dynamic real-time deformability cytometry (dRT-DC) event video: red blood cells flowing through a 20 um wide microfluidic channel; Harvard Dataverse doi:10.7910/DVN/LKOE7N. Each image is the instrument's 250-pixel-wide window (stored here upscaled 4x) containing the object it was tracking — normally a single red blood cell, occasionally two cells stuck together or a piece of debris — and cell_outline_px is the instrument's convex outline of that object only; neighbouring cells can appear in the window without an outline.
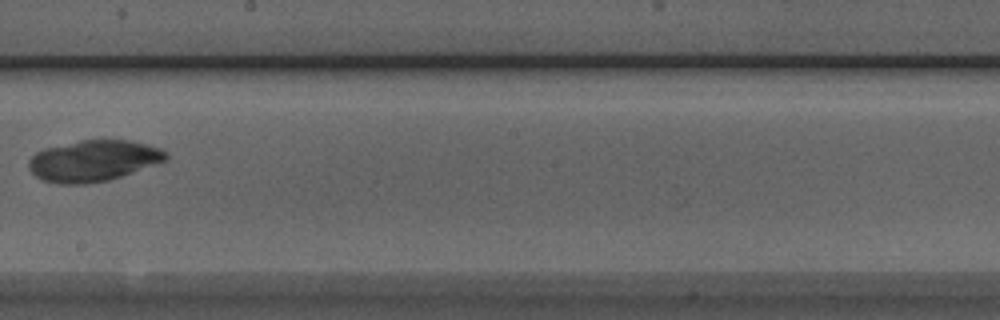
{"species": "Egyptian fruit bat (a non-hibernating species)", "species_latin": "Rousettus aegyptiacus", "temperature_condition": "room temperature", "stored_images_in_passage": 9, "camera_frame_rate_fps": 3000, "um_per_image_px": 0.085, "animal": {"sex": "male"}, "frame": {"image": 1, "passage_image": 7, "time_ms": 8.0, "image_size_px": [1000, 320], "cell_outline_px": [[168, 160], [108, 180], [84, 184], [60, 184], [44, 180], [36, 176], [28, 168], [28, 160], [36, 152], [44, 148], [80, 140], [128, 140], [160, 148], [168, 152]], "centroid_in_image_um": [7.92, 13.66], "position_along_channel_um": 240.3, "area_um2": 32.77}}
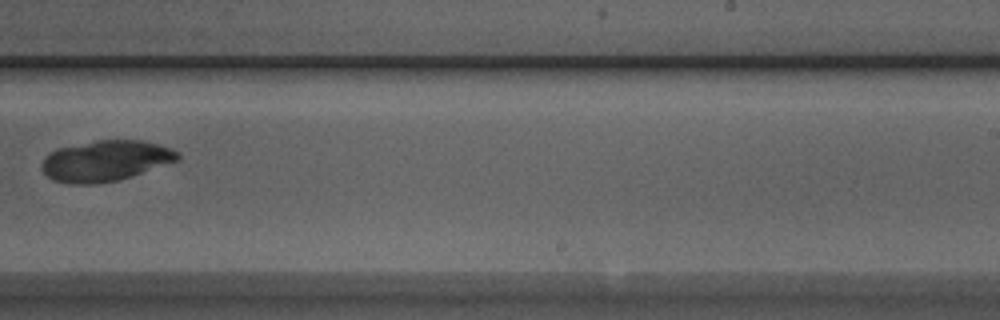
{"frame": {"image": 2, "passage_image": 8, "time_ms": 9.0, "image_size_px": [1000, 320], "cell_outline_px": [[180, 160], [120, 180], [96, 184], [68, 184], [52, 180], [44, 172], [44, 156], [56, 148], [96, 140], [144, 140], [160, 144], [172, 148], [180, 152]], "centroid_in_image_um": [9.02, 13.66], "position_along_channel_um": 280.0, "area_um2": 32.6}}
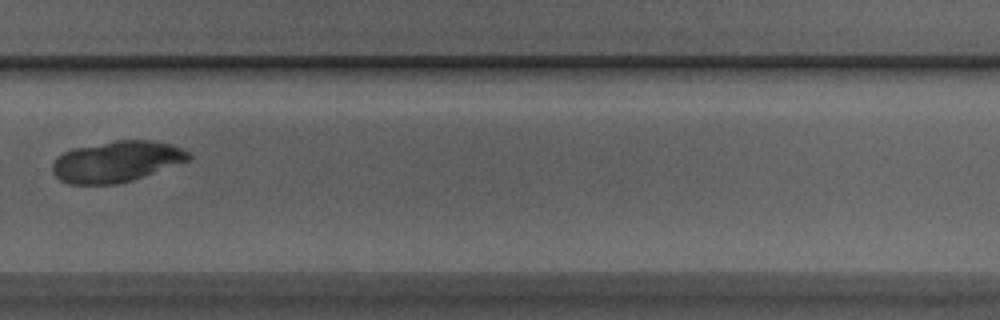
{"frame": {"image": 3, "passage_image": 9, "time_ms": 10.0, "image_size_px": [1000, 320], "cell_outline_px": [[192, 156], [188, 160], [132, 180], [116, 184], [68, 184], [60, 180], [52, 172], [52, 164], [56, 156], [72, 148], [116, 140], [152, 140], [168, 144], [180, 148], [188, 152]], "centroid_in_image_um": [9.84, 13.73], "position_along_channel_um": 320.0, "area_um2": 32.31}}